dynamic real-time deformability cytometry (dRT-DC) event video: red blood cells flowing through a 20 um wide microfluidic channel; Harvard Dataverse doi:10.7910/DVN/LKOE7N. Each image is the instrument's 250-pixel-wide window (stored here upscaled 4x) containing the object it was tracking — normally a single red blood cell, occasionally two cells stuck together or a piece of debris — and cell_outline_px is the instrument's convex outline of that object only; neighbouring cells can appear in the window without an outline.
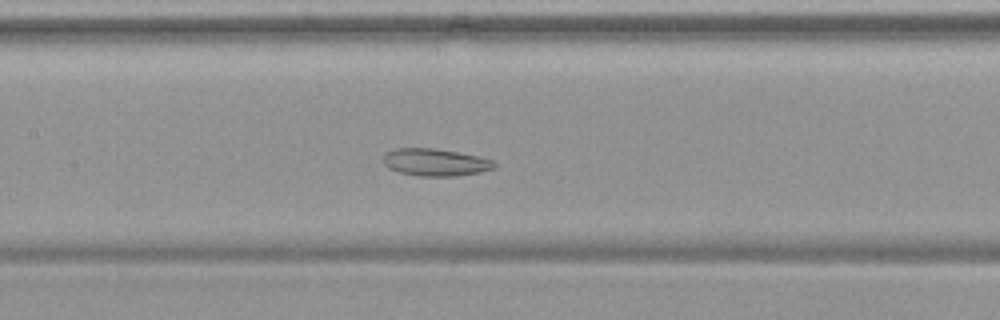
{"species": "common noctule bat (a hibernating species)", "species_latin": "Nyctalus noctula", "temperature_condition": "warm", "stored_images_in_passage": 55, "camera_frame_rate_fps": 3000, "um_per_image_px": 0.085, "animal": {"sex": "female", "body_mass_g": 19.9}, "frame": {"image": 1, "passage_image": 27, "time_ms": 8.667, "image_size_px": [1000, 320], "cell_outline_px": [[496, 168], [480, 172], [456, 176], [420, 176], [400, 172], [388, 168], [384, 164], [384, 156], [388, 152], [396, 148], [436, 148], [480, 156], [492, 160], [496, 164]], "centroid_in_image_um": [37.04, 13.79], "position_along_channel_um": 170.4, "area_um2": 17.69}}
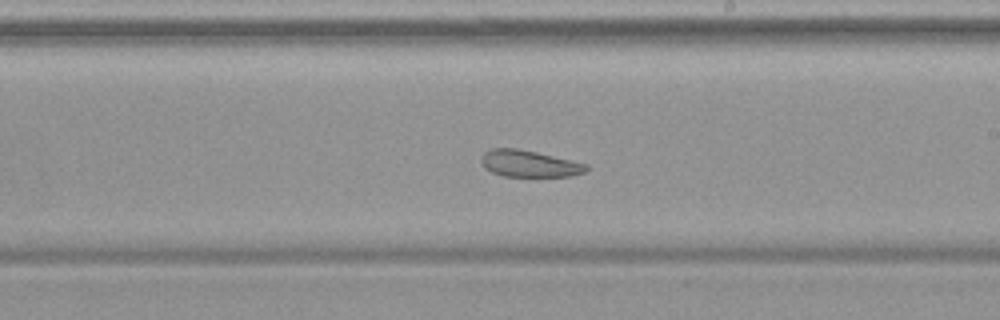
{"frame": {"image": 2, "passage_image": 33, "time_ms": 10.667, "image_size_px": [1000, 320], "cell_outline_px": [[588, 168], [584, 172], [568, 176], [504, 176], [492, 172], [484, 168], [480, 160], [480, 156], [484, 152], [492, 148], [516, 148], [536, 152], [588, 164]], "centroid_in_image_um": [44.93, 13.9], "position_along_channel_um": 244.1, "area_um2": 16.24}}
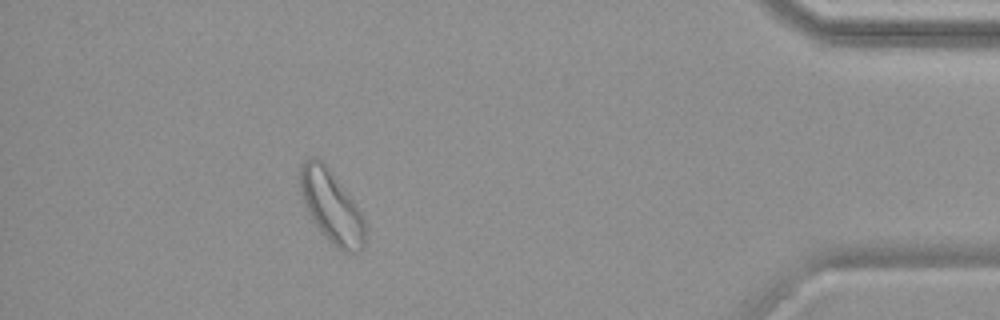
{"frame": {"image": 3, "passage_image": 50, "time_ms": 16.333, "image_size_px": [1000, 320], "cell_outline_px": [[368, 232], [364, 244], [356, 252], [344, 252], [332, 244], [320, 232], [308, 212], [304, 204], [300, 192], [300, 164], [304, 160], [312, 156], [316, 156], [328, 168], [356, 204], [364, 220]], "centroid_in_image_um": [28.17, 17.57], "position_along_channel_um": 407.0, "area_um2": 27.4}, "authors_computed_cell_mechanics": {"area_um2": 24.7384, "velocity_mm_per_s": 3.702, "shape_relaxation_time_tau1_ms": null, "shape_relaxation_time_tau2_ms": 3.4813, "deformation_change_tau1": null, "deformation_change_tau2": 0.107}}